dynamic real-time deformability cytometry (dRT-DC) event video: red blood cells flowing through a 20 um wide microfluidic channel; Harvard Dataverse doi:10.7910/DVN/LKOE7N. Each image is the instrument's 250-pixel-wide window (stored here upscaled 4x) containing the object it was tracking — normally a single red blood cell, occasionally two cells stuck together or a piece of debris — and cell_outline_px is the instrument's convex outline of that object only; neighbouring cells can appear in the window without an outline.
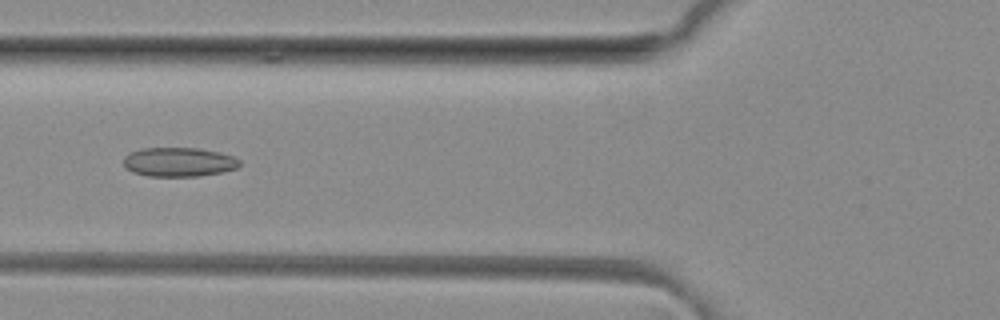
{"species": "common noctule bat (a hibernating species)", "species_latin": "Nyctalus noctula", "temperature_condition": "room temperature", "stored_images_in_passage": 40, "camera_frame_rate_fps": 3000, "um_per_image_px": 0.085, "animal": {"sex": "female", "body_mass_g": 29.2, "forearm_length_mm": 56.3}, "frame": {"image": 1, "passage_image": 12, "time_ms": 3.667, "image_size_px": [1000, 320], "cell_outline_px": [[240, 164], [236, 168], [224, 172], [200, 176], [148, 176], [132, 172], [124, 164], [124, 156], [132, 152], [144, 148], [196, 148], [220, 152], [232, 156], [240, 160]], "centroid_in_image_um": [15.23, 13.78], "position_along_channel_um": 110.6, "area_um2": 19.65}}
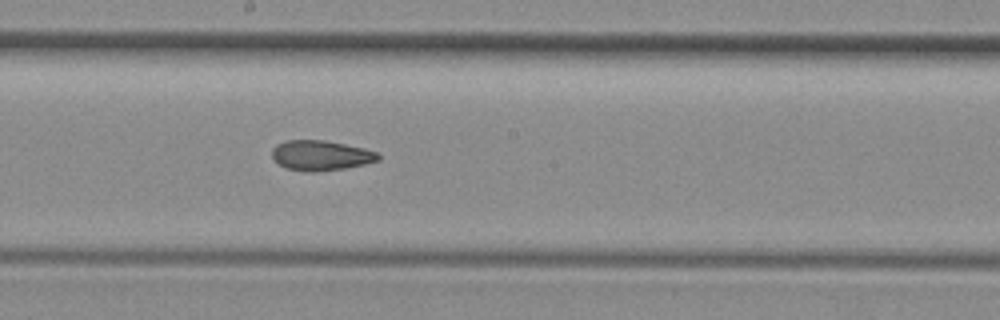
{"frame": {"image": 2, "passage_image": 20, "time_ms": 6.333, "image_size_px": [1000, 320], "cell_outline_px": [[380, 160], [348, 168], [316, 172], [308, 172], [288, 168], [280, 164], [272, 156], [272, 148], [276, 144], [284, 140], [324, 140], [364, 148], [376, 152], [380, 156]], "centroid_in_image_um": [27.27, 13.21], "position_along_channel_um": 220.9, "area_um2": 18.61}}
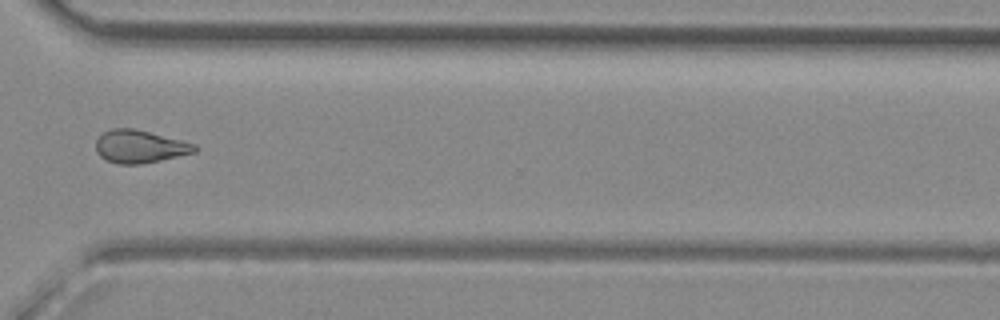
{"frame": {"image": 3, "passage_image": 30, "time_ms": 9.667, "image_size_px": [1000, 320], "cell_outline_px": [[196, 152], [160, 160], [140, 164], [116, 164], [100, 156], [96, 152], [96, 140], [104, 132], [112, 128], [132, 128], [196, 144]], "centroid_in_image_um": [11.85, 12.46], "position_along_channel_um": 358.7, "area_um2": 18.61}, "authors_computed_cell_mechanics": {"area_um2": 18.785, "velocity_mm_per_s": 4.1326, "shape_relaxation_time_tau1_ms": null, "shape_relaxation_time_tau2_ms": 3.0102, "deformation_change_tau1": null, "deformation_change_tau2": 0.0853}}